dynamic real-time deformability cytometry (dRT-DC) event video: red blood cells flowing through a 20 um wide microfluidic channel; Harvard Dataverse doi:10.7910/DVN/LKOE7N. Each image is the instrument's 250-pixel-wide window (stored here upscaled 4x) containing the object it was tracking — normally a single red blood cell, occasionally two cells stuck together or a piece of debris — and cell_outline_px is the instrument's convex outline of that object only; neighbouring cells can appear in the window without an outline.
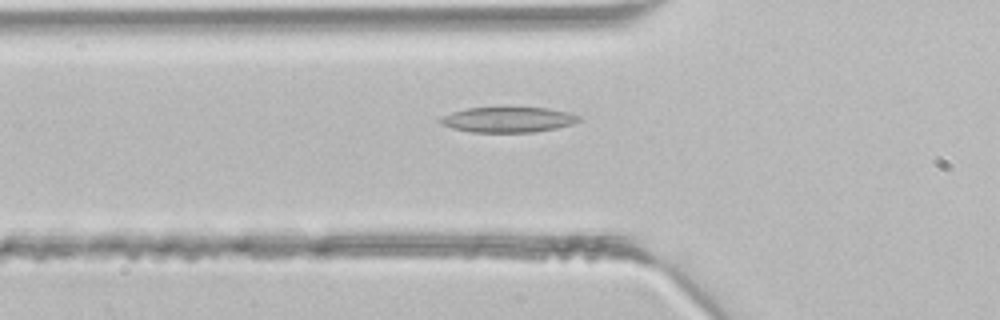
{"species": "common noctule bat (a hibernating species)", "species_latin": "Nyctalus noctula", "temperature_condition": "room temperature", "stored_images_in_passage": 44, "camera_frame_rate_fps": 3000, "um_per_image_px": 0.085, "animal": {"sex": "male", "body_mass_g": 21.5, "forearm_length_mm": 52.0}, "frame": {"image": 1, "passage_image": 15, "time_ms": 4.667, "image_size_px": [1000, 320], "cell_outline_px": [[580, 120], [572, 124], [556, 128], [532, 132], [472, 132], [452, 128], [440, 124], [436, 120], [452, 112], [468, 108], [504, 104], [512, 104], [548, 108], [568, 112], [580, 116]], "centroid_in_image_um": [43.17, 10.11], "position_along_channel_um": 82.6, "area_um2": 21.56}}
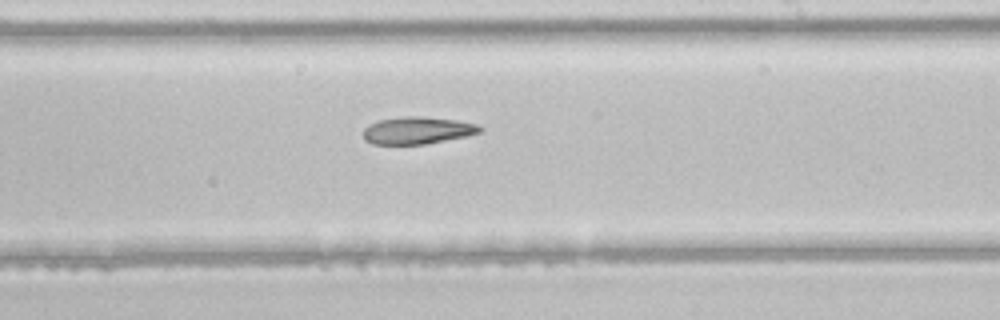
{"frame": {"image": 2, "passage_image": 26, "time_ms": 8.333, "image_size_px": [1000, 320], "cell_outline_px": [[484, 132], [468, 136], [424, 144], [372, 144], [364, 140], [364, 128], [368, 124], [380, 120], [404, 116], [420, 116], [456, 120], [476, 124], [484, 128]], "centroid_in_image_um": [35.51, 11.08], "position_along_channel_um": 253.5, "area_um2": 18.61}}
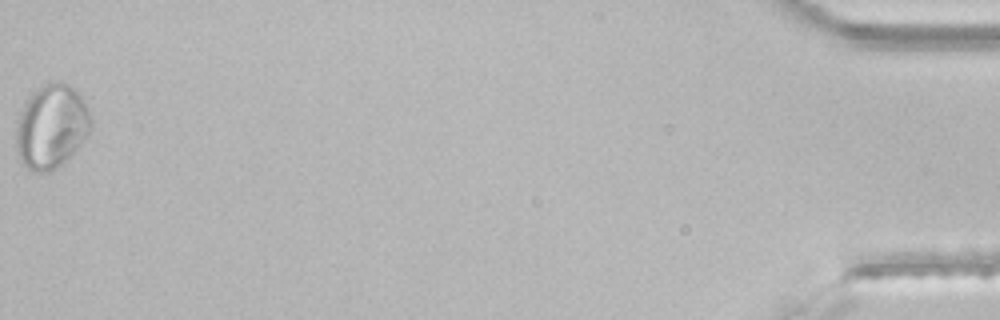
{"frame": {"image": 3, "passage_image": 44, "time_ms": 14.333, "image_size_px": [1000, 320], "cell_outline_px": [[92, 128], [84, 140], [60, 164], [44, 172], [36, 172], [28, 168], [20, 160], [16, 148], [16, 128], [20, 112], [28, 96], [40, 84], [48, 80], [68, 84], [80, 96], [88, 108], [92, 120]], "centroid_in_image_um": [4.35, 10.7], "position_along_channel_um": 430.8, "area_um2": 36.36}}